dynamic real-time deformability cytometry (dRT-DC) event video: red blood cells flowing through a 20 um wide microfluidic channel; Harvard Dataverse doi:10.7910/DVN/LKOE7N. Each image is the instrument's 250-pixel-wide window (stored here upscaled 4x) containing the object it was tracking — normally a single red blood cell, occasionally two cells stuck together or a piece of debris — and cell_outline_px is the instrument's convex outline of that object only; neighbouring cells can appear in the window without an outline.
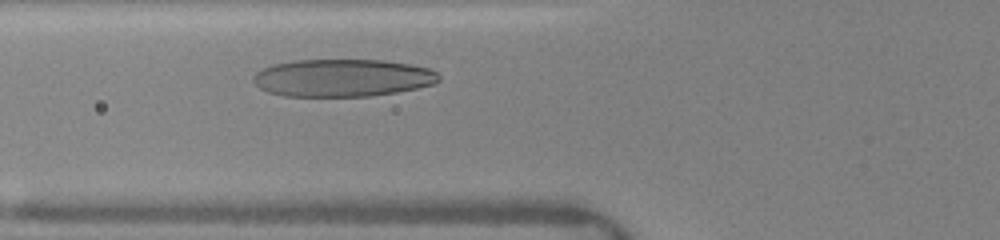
{"species": "human", "species_latin": "Homo sapiens", "temperature_condition": "warm", "stored_images_in_passage": 25, "camera_frame_rate_fps": 3000, "um_per_image_px": 0.085, "donor": {"sex": "female"}, "frame": {"image": 1, "passage_image": 3, "time_ms": 0.667, "image_size_px": [1000, 240], "cell_outline_px": [[440, 80], [432, 84], [416, 88], [396, 92], [368, 96], [284, 96], [268, 92], [260, 88], [252, 80], [252, 76], [256, 72], [264, 68], [276, 64], [292, 60], [384, 60], [408, 64], [428, 68], [436, 72], [440, 76]], "centroid_in_image_um": [29.09, 6.62], "position_along_channel_um": 96.7, "area_um2": 40.46}}
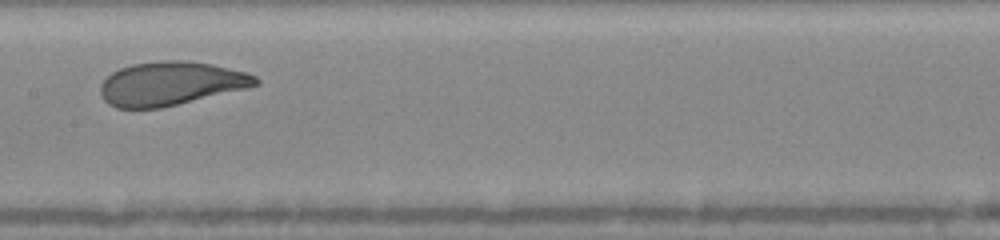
{"frame": {"image": 2, "passage_image": 10, "time_ms": 3.0, "image_size_px": [1000, 240], "cell_outline_px": [[260, 84], [248, 88], [160, 108], [116, 108], [108, 104], [104, 100], [100, 92], [100, 84], [112, 72], [120, 68], [132, 64], [164, 60], [188, 60], [212, 64], [244, 72], [256, 76], [260, 80]], "centroid_in_image_um": [14.51, 7.1], "position_along_channel_um": 192.9, "area_um2": 39.54}}
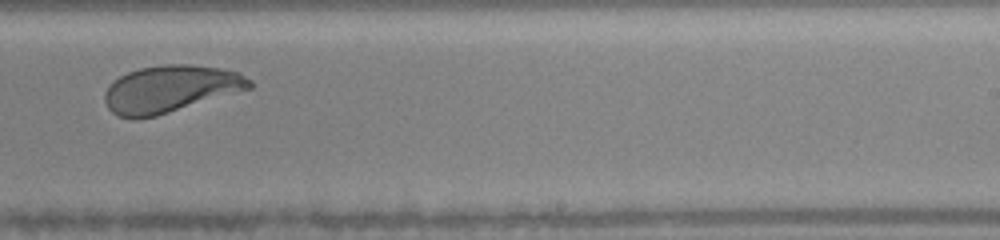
{"frame": {"image": 3, "passage_image": 15, "time_ms": 5.0, "image_size_px": [1000, 240], "cell_outline_px": [[252, 88], [156, 116], [136, 120], [132, 120], [116, 116], [108, 108], [104, 100], [104, 92], [120, 76], [128, 72], [140, 68], [160, 64], [188, 64], [220, 68], [240, 72], [252, 80]], "centroid_in_image_um": [14.47, 7.57], "position_along_channel_um": 274.5, "area_um2": 39.88}, "authors_computed_cell_mechanics": {"area_um2": 39.7086, "velocity_mm_per_s": 4.0956, "shape_relaxation_time_tau1_ms": 2.2389, "shape_relaxation_time_tau2_ms": 0.7884, "deformation_change_tau1": 0.134, "deformation_change_tau2": 0.0795}}